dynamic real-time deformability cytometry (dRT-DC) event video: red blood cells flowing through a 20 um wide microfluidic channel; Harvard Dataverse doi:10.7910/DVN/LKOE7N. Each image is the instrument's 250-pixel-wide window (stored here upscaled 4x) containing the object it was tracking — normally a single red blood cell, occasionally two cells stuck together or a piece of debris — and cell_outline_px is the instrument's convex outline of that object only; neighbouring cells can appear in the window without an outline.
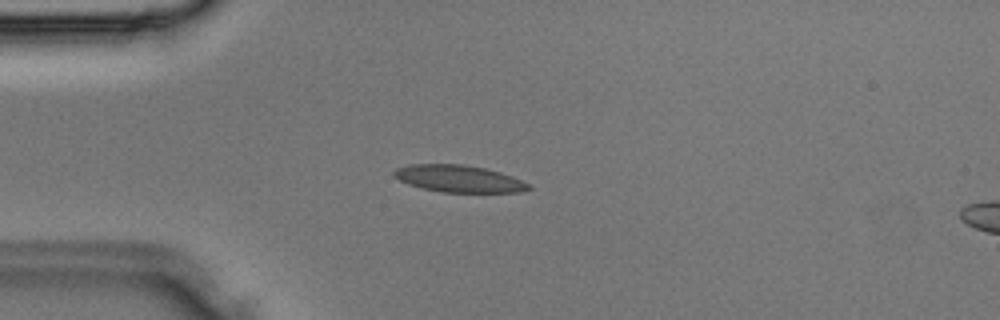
{"species": "Egyptian fruit bat (a non-hibernating species)", "species_latin": "Rousettus aegyptiacus", "temperature_condition": "room temperature", "stored_images_in_passage": 28, "camera_frame_rate_fps": 3000, "um_per_image_px": 0.085, "animal": {"sex": "male"}, "frame": {"image": 1, "passage_image": 2, "time_ms": 0.333, "image_size_px": [1000, 320], "cell_outline_px": [[532, 188], [520, 192], [444, 192], [424, 188], [408, 184], [392, 176], [392, 172], [396, 168], [408, 164], [464, 164], [484, 168], [500, 172], [512, 176], [528, 184]], "centroid_in_image_um": [38.96, 15.18], "position_along_channel_um": 46.0, "area_um2": 21.1}}
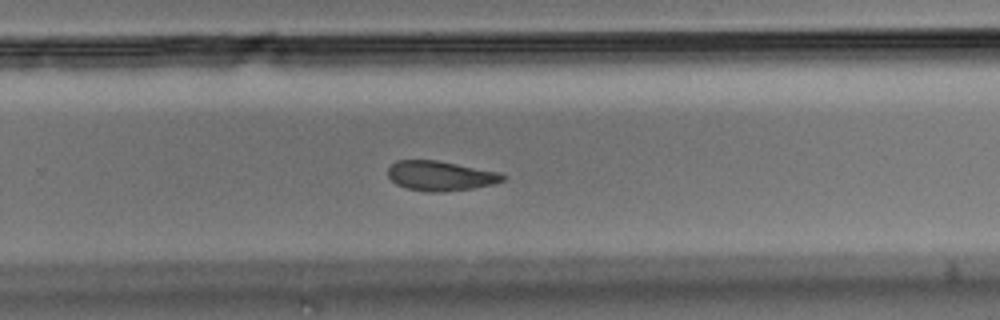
{"frame": {"image": 2, "passage_image": 16, "time_ms": 5.0, "image_size_px": [1000, 320], "cell_outline_px": [[508, 176], [504, 180], [492, 184], [472, 188], [440, 192], [432, 192], [408, 188], [396, 184], [388, 176], [388, 168], [396, 160], [436, 160], [500, 172]], "centroid_in_image_um": [37.45, 14.93], "position_along_channel_um": 292.4, "area_um2": 19.77}}
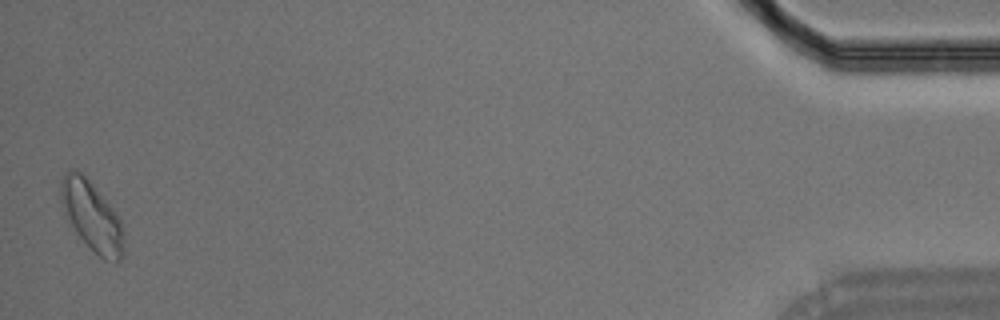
{"frame": {"image": 3, "passage_image": 28, "time_ms": 9.0, "image_size_px": [1000, 320], "cell_outline_px": [[124, 252], [120, 260], [104, 260], [76, 232], [60, 200], [60, 180], [64, 172], [68, 168], [76, 168], [88, 180], [116, 212], [120, 220], [124, 236]], "centroid_in_image_um": [7.8, 18.32], "position_along_channel_um": 427.4, "area_um2": 24.91}}